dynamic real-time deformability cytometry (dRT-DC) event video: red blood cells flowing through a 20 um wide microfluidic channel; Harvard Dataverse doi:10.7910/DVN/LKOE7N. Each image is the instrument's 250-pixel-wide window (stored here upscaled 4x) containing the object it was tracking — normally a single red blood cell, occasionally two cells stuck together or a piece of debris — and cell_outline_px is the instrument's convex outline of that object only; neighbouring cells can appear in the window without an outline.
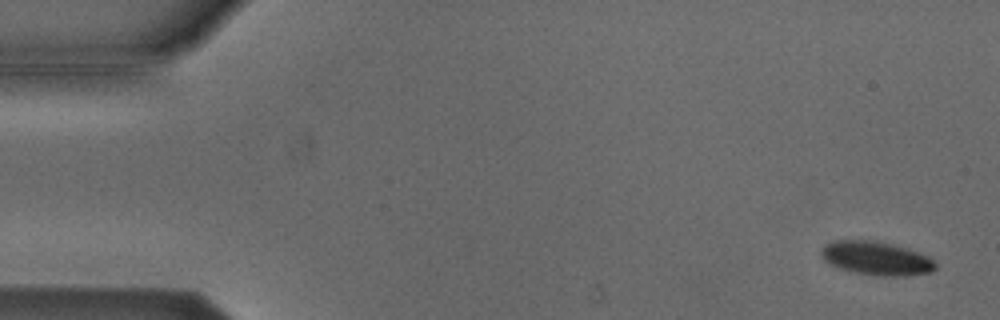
{"species": "Egyptian fruit bat (a non-hibernating species)", "species_latin": "Rousettus aegyptiacus", "temperature_condition": "cold", "stored_images_in_passage": 5, "camera_frame_rate_fps": 3000, "um_per_image_px": 0.085, "animal": {"sex": "male"}, "frame": {"image": 1, "passage_image": 1, "time_ms": 0.0, "image_size_px": [1000, 320], "cell_outline_px": [[936, 268], [932, 272], [908, 276], [880, 276], [852, 272], [840, 268], [824, 260], [820, 256], [820, 252], [824, 244], [836, 240], [872, 240], [892, 244], [908, 248], [928, 256], [936, 260]], "centroid_in_image_um": [74.51, 21.96], "position_along_channel_um": 10.5, "area_um2": 22.66}}